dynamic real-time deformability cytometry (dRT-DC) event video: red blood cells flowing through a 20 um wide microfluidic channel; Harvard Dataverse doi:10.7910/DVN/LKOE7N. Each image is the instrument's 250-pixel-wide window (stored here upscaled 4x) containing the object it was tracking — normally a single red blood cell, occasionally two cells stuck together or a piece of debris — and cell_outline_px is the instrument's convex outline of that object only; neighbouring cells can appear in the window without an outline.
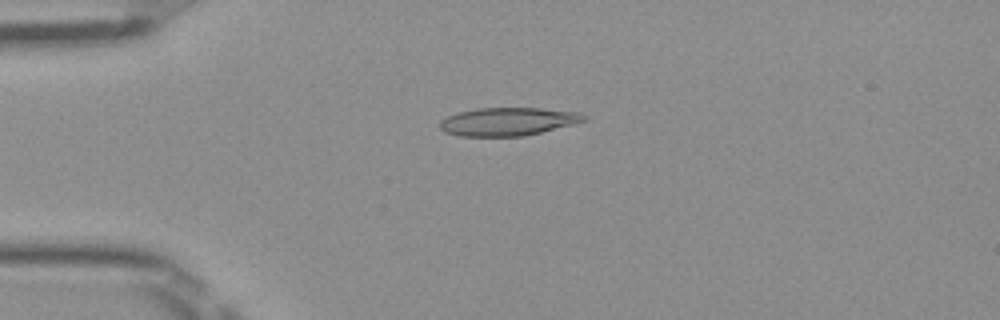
{"species": "Egyptian fruit bat (a non-hibernating species)", "species_latin": "Rousettus aegyptiacus", "temperature_condition": "room temperature", "stored_images_in_passage": 50, "camera_frame_rate_fps": 3000, "um_per_image_px": 0.085, "frame": {"image": 1, "passage_image": 12, "time_ms": 3.667, "image_size_px": [1000, 320], "cell_outline_px": [[588, 116], [584, 120], [572, 124], [524, 136], [460, 136], [444, 132], [440, 128], [440, 120], [448, 116], [460, 112], [476, 108], [540, 108], [580, 112]], "centroid_in_image_um": [43.16, 10.33], "position_along_channel_um": 41.8, "area_um2": 23.47}}
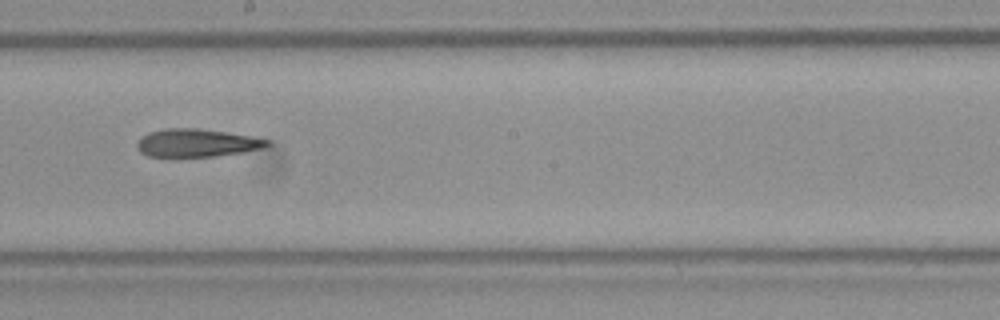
{"frame": {"image": 2, "passage_image": 28, "time_ms": 9.0, "image_size_px": [1000, 320], "cell_outline_px": [[272, 144], [264, 148], [244, 152], [212, 156], [148, 156], [140, 152], [136, 148], [136, 144], [148, 132], [164, 128], [196, 128], [228, 132], [272, 140]], "centroid_in_image_um": [16.77, 12.14], "position_along_channel_um": 231.4, "area_um2": 21.21}}
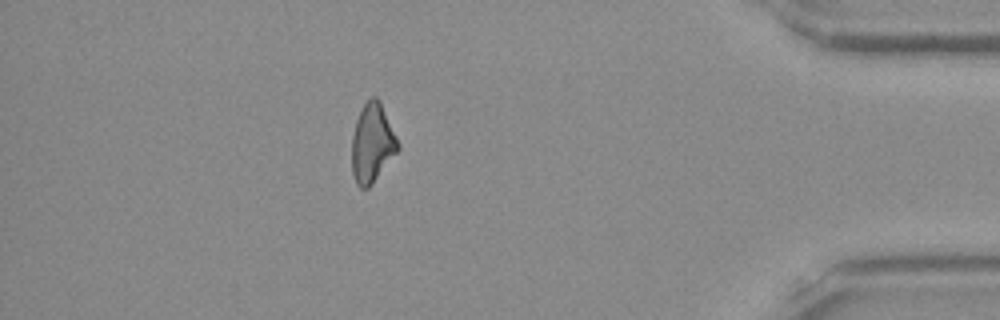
{"frame": {"image": 3, "passage_image": 44, "time_ms": 14.333, "image_size_px": [1000, 320], "cell_outline_px": [[400, 148], [372, 184], [368, 188], [360, 188], [356, 184], [352, 172], [352, 136], [356, 120], [364, 104], [372, 96], [376, 96], [380, 100], [400, 144]], "centroid_in_image_um": [31.64, 12.17], "position_along_channel_um": 403.6, "area_um2": 21.15}, "authors_computed_cell_mechanics": {"area_um2": 21.9062, "velocity_mm_per_s": 4.0356, "shape_relaxation_time_tau1_ms": null, "shape_relaxation_time_tau2_ms": 2.3099, "deformation_change_tau1": null, "deformation_change_tau2": 0.1212}}